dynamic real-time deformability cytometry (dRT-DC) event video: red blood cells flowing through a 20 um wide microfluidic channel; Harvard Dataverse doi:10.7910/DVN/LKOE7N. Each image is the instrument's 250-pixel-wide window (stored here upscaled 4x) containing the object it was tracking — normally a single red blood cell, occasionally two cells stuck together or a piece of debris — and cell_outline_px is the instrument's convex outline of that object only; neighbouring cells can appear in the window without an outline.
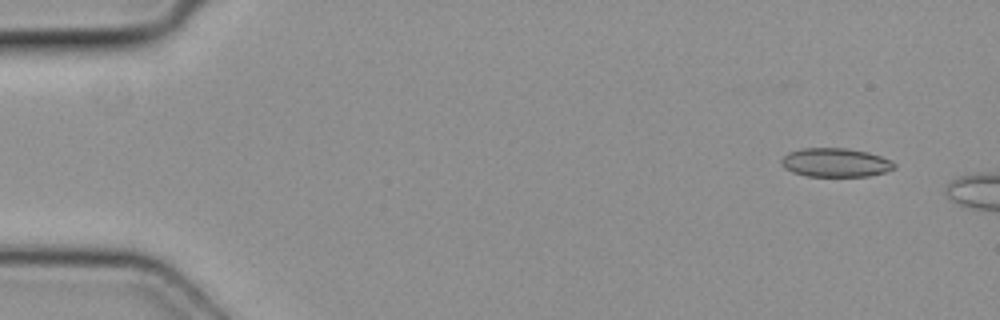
{"species": "common noctule bat (a hibernating species)", "species_latin": "Nyctalus noctula", "temperature_condition": "cold", "stored_images_in_passage": 2, "camera_frame_rate_fps": 3000, "um_per_image_px": 0.085, "animal": {"sex": "female", "body_mass_g": 19.3, "forearm_length_mm": 54.1}, "frame": {"image": 1, "passage_image": 1, "time_ms": 0.0, "image_size_px": [1000, 320], "cell_outline_px": [[896, 168], [884, 172], [868, 176], [808, 176], [792, 172], [784, 168], [780, 164], [780, 160], [788, 152], [804, 148], [848, 148], [868, 152], [892, 160], [896, 164]], "centroid_in_image_um": [71.01, 13.81], "position_along_channel_um": 14.0, "area_um2": 19.07}}